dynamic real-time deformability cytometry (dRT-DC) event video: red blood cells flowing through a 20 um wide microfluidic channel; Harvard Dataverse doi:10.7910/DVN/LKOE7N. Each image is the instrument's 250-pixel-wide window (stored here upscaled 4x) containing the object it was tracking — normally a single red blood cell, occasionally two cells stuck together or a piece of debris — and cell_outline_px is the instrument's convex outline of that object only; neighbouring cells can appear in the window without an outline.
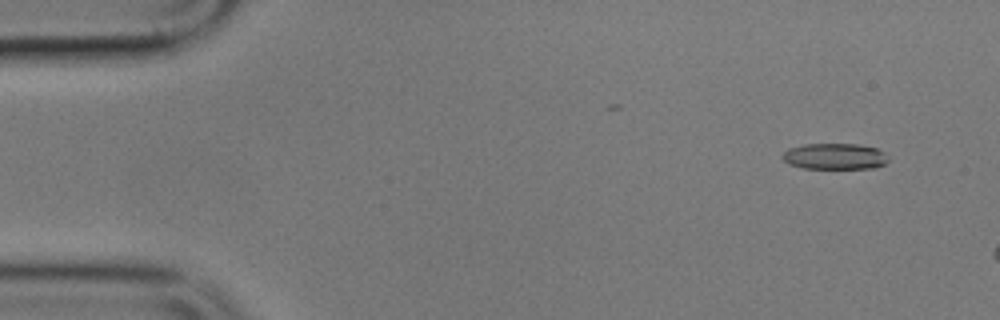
{"species": "common noctule bat (a hibernating species)", "species_latin": "Nyctalus noctula", "temperature_condition": "cold", "stored_images_in_passage": 3, "camera_frame_rate_fps": 3000, "um_per_image_px": 0.085, "animal": {"sex": "male", "body_mass_g": 17.9}, "frame": {"image": 1, "passage_image": 1, "time_ms": 0.0, "image_size_px": [1000, 320], "cell_outline_px": [[888, 160], [884, 164], [876, 168], [804, 168], [788, 164], [780, 156], [788, 148], [804, 144], [856, 144], [876, 148], [884, 152], [888, 156]], "centroid_in_image_um": [70.94, 13.29], "position_along_channel_um": 14.1, "area_um2": 16.13}}